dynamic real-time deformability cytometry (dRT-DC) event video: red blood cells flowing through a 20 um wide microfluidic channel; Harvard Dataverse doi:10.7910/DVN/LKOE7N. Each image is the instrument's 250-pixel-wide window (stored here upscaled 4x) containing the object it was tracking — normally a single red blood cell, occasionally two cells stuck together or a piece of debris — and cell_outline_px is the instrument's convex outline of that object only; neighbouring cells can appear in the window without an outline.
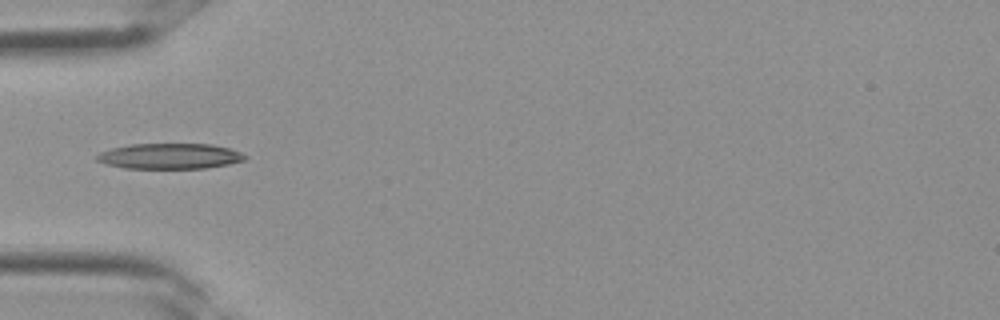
{"species": "Egyptian fruit bat (a non-hibernating species)", "species_latin": "Rousettus aegyptiacus", "temperature_condition": "room temperature", "stored_images_in_passage": 3, "camera_frame_rate_fps": 3000, "um_per_image_px": 0.085, "frame": {"image": 1, "passage_image": 3, "time_ms": 0.667, "image_size_px": [1000, 320], "cell_outline_px": [[248, 156], [244, 160], [228, 164], [208, 168], [124, 168], [104, 164], [96, 160], [96, 156], [100, 152], [112, 148], [132, 144], [212, 144], [228, 148], [240, 152]], "centroid_in_image_um": [14.42, 13.27], "position_along_channel_um": 70.6, "area_um2": 22.02}}